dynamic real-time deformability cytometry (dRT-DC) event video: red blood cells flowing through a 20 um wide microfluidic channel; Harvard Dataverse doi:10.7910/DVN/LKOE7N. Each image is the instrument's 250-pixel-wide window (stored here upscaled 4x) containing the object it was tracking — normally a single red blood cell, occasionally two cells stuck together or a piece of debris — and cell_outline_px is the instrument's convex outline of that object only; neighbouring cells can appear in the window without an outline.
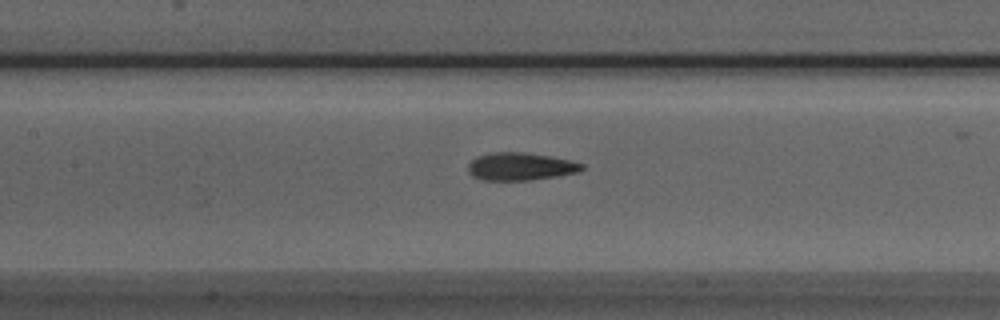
{"species": "Egyptian fruit bat (a non-hibernating species)", "species_latin": "Rousettus aegyptiacus", "temperature_condition": "room temperature", "stored_images_in_passage": 31, "camera_frame_rate_fps": 3000, "um_per_image_px": 0.085, "animal": {"sex": "male"}, "frame": {"image": 1, "passage_image": 12, "time_ms": 3.667, "image_size_px": [1000, 320], "cell_outline_px": [[584, 168], [576, 172], [556, 176], [528, 180], [484, 180], [472, 176], [468, 172], [468, 164], [476, 156], [492, 152], [524, 152], [548, 156], [568, 160], [584, 164]], "centroid_in_image_um": [44.18, 14.15], "position_along_channel_um": 163.2, "area_um2": 18.21}}
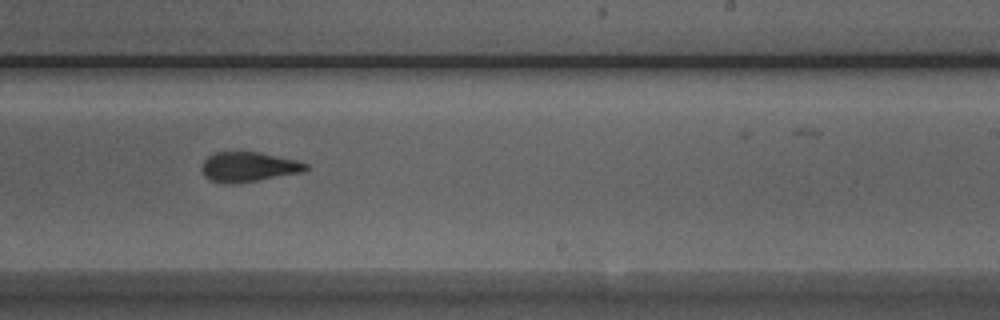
{"frame": {"image": 2, "passage_image": 20, "time_ms": 6.333, "image_size_px": [1000, 320], "cell_outline_px": [[308, 168], [300, 172], [236, 184], [224, 184], [212, 180], [204, 176], [200, 168], [204, 160], [208, 156], [216, 152], [260, 152], [296, 160], [308, 164]], "centroid_in_image_um": [21.07, 14.18], "position_along_channel_um": 267.9, "area_um2": 17.98}}
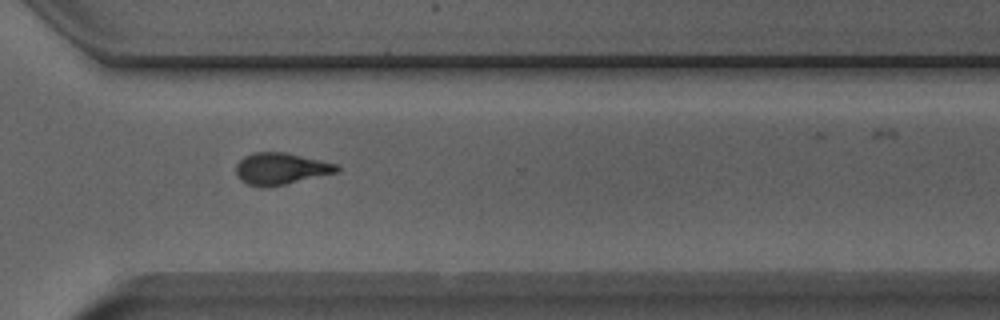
{"frame": {"image": 3, "passage_image": 26, "time_ms": 8.333, "image_size_px": [1000, 320], "cell_outline_px": [[340, 168], [336, 172], [284, 184], [248, 184], [240, 180], [236, 176], [236, 164], [244, 156], [252, 152], [284, 152], [340, 164]], "centroid_in_image_um": [23.87, 14.29], "position_along_channel_um": 346.7, "area_um2": 18.09}}